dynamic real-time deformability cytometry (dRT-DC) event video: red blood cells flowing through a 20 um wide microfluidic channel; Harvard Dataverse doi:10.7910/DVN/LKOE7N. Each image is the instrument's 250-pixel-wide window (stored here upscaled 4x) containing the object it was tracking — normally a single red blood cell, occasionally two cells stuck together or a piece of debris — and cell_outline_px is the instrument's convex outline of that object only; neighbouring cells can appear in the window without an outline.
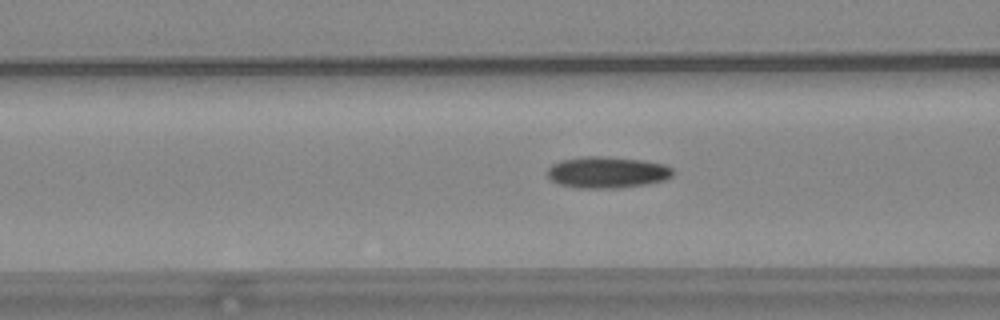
{"species": "common noctule bat (a hibernating species)", "species_latin": "Nyctalus noctula", "temperature_condition": "warm", "stored_images_in_passage": 56, "camera_frame_rate_fps": 3000, "um_per_image_px": 0.085, "animal": {"sex": "female", "body_mass_g": 24.6, "forearm_length_mm": 56.2}, "frame": {"image": 1, "passage_image": 22, "time_ms": 7.0, "image_size_px": [1000, 320], "cell_outline_px": [[676, 172], [672, 176], [664, 180], [648, 184], [620, 188], [576, 188], [556, 184], [548, 176], [548, 168], [552, 164], [560, 160], [584, 156], [604, 156], [644, 160], [664, 164], [672, 168]], "centroid_in_image_um": [51.62, 14.65], "position_along_channel_um": 115.0, "area_um2": 23.35}}
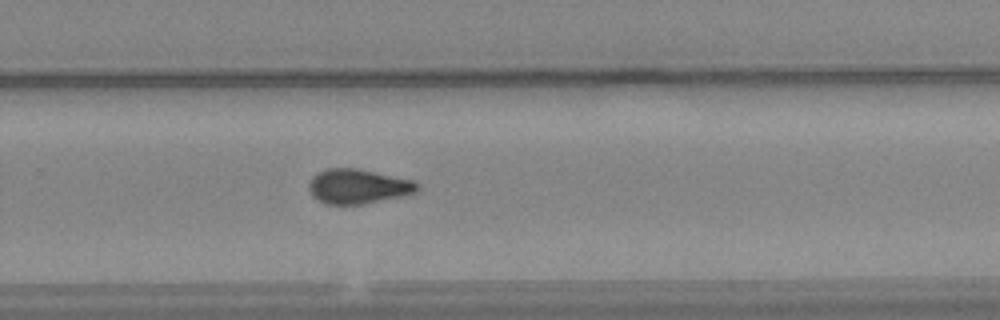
{"frame": {"image": 2, "passage_image": 37, "time_ms": 12.0, "image_size_px": [1000, 320], "cell_outline_px": [[420, 188], [416, 192], [400, 196], [364, 204], [324, 204], [316, 200], [312, 196], [308, 188], [308, 184], [312, 176], [328, 168], [356, 168], [416, 180], [420, 184]], "centroid_in_image_um": [30.44, 15.84], "position_along_channel_um": 299.4, "area_um2": 22.08}}
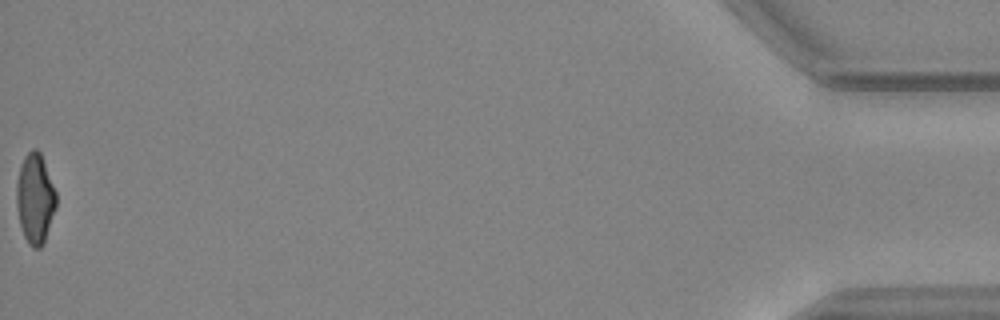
{"frame": {"image": 3, "passage_image": 56, "time_ms": 18.333, "image_size_px": [1000, 320], "cell_outline_px": [[56, 208], [44, 244], [40, 248], [32, 248], [28, 244], [24, 236], [20, 224], [16, 204], [16, 184], [20, 164], [24, 156], [32, 148], [36, 148], [40, 152], [56, 192]], "centroid_in_image_um": [2.98, 16.89], "position_along_channel_um": 432.2, "area_um2": 20.98}, "authors_computed_cell_mechanics": {"area_um2": 21.8195, "velocity_mm_per_s": 3.6948, "shape_relaxation_time_tau1_ms": 10.4273, "shape_relaxation_time_tau2_ms": 3.016, "deformation_change_tau1": 0.2258, "deformation_change_tau2": 0.0971}}